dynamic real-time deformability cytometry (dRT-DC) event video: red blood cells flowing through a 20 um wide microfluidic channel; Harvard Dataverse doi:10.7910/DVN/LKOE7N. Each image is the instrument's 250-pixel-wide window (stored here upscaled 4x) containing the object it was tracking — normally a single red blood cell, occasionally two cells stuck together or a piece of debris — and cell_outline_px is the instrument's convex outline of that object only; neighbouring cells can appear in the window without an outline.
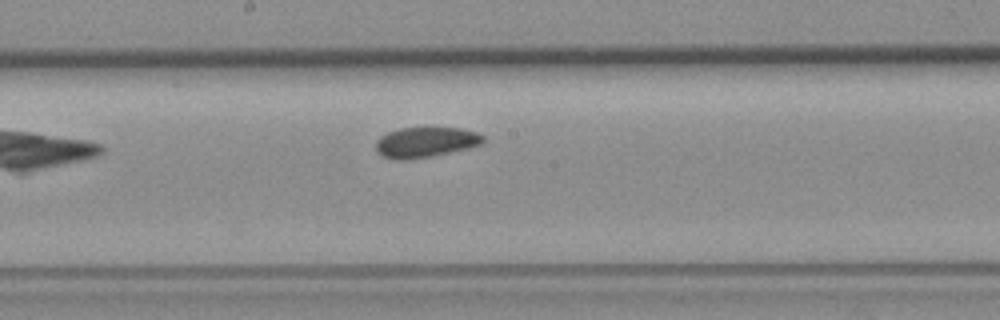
{"species": "common noctule bat (a hibernating species)", "species_latin": "Nyctalus noctula", "temperature_condition": "room temperature", "stored_images_in_passage": 7, "segment_of_instrument_passage": [1, 2], "camera_frame_rate_fps": 3000, "um_per_image_px": 0.085, "animal": {"sex": "female", "body_mass_g": 19.3, "forearm_length_mm": 54.1}, "frame": {"image": 1, "passage_image": 6, "time_ms": 6.0, "image_size_px": [1000, 320], "cell_outline_px": [[484, 144], [468, 148], [428, 156], [404, 160], [400, 160], [384, 156], [376, 152], [376, 140], [380, 136], [388, 132], [400, 128], [460, 128], [476, 132], [484, 136]], "centroid_in_image_um": [36.17, 12.07], "position_along_channel_um": 212.0, "area_um2": 18.73}}